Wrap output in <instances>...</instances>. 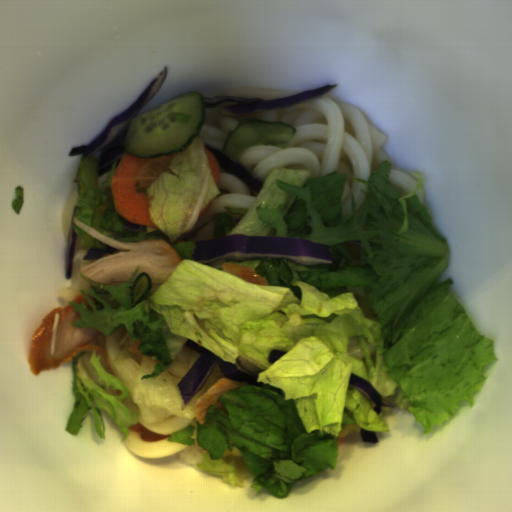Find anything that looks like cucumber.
Returning a JSON list of instances; mask_svg holds the SVG:
<instances>
[{"mask_svg":"<svg viewBox=\"0 0 512 512\" xmlns=\"http://www.w3.org/2000/svg\"><path fill=\"white\" fill-rule=\"evenodd\" d=\"M205 119L203 94L183 93L131 119L121 144L144 159L182 153L201 134Z\"/></svg>","mask_w":512,"mask_h":512,"instance_id":"cucumber-1","label":"cucumber"},{"mask_svg":"<svg viewBox=\"0 0 512 512\" xmlns=\"http://www.w3.org/2000/svg\"><path fill=\"white\" fill-rule=\"evenodd\" d=\"M296 133V128L287 122L248 118L228 133L221 150L238 161L253 146L288 148Z\"/></svg>","mask_w":512,"mask_h":512,"instance_id":"cucumber-2","label":"cucumber"},{"mask_svg":"<svg viewBox=\"0 0 512 512\" xmlns=\"http://www.w3.org/2000/svg\"><path fill=\"white\" fill-rule=\"evenodd\" d=\"M153 287L151 276L144 272L138 274L130 289V298L132 304H138L146 295H148Z\"/></svg>","mask_w":512,"mask_h":512,"instance_id":"cucumber-3","label":"cucumber"},{"mask_svg":"<svg viewBox=\"0 0 512 512\" xmlns=\"http://www.w3.org/2000/svg\"><path fill=\"white\" fill-rule=\"evenodd\" d=\"M90 288L96 293L101 295H107L109 294V291L103 288H95L92 284L90 285Z\"/></svg>","mask_w":512,"mask_h":512,"instance_id":"cucumber-4","label":"cucumber"}]
</instances>
